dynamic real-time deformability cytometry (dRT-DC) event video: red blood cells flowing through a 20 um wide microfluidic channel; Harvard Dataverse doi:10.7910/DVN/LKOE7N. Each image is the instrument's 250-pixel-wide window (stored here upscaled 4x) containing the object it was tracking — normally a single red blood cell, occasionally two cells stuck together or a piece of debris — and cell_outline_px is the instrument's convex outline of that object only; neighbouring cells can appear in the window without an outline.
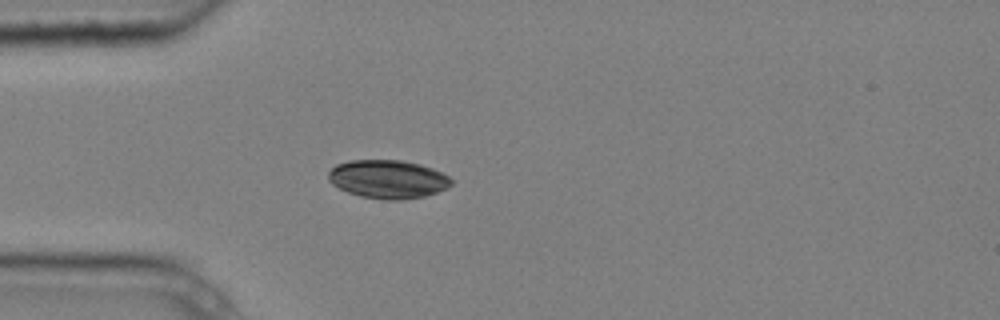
{"species": "common noctule bat (a hibernating species)", "species_latin": "Nyctalus noctula", "temperature_condition": "cold", "stored_images_in_passage": 2, "camera_frame_rate_fps": 3000, "um_per_image_px": 0.085, "animal": {"sex": "male", "body_mass_g": 20.4}, "frame": {"image": 1, "passage_image": 2, "time_ms": 0.333, "image_size_px": [1000, 320], "cell_outline_px": [[452, 184], [448, 188], [424, 196], [400, 200], [384, 200], [360, 196], [348, 192], [332, 184], [328, 180], [328, 172], [336, 164], [352, 160], [400, 160], [420, 164], [432, 168], [448, 176], [452, 180]], "centroid_in_image_um": [32.96, 15.23], "position_along_channel_um": 52.0, "area_um2": 27.51}}